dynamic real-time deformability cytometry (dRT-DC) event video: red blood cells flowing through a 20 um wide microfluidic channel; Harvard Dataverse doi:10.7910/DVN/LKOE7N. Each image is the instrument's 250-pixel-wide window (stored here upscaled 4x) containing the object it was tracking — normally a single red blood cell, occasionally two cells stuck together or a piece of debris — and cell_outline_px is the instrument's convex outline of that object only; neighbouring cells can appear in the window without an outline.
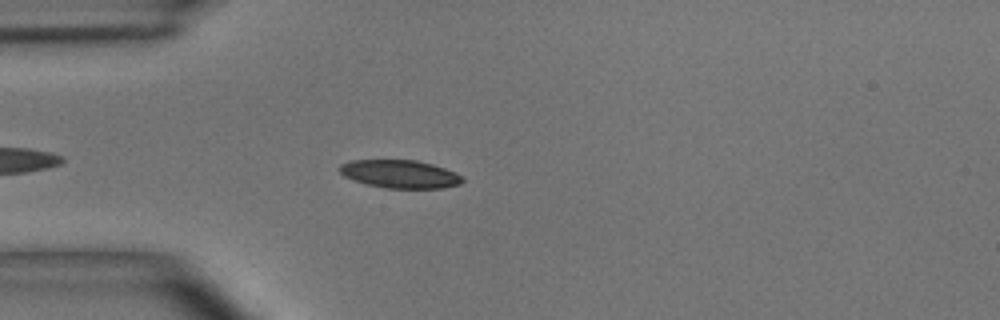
{"species": "common noctule bat (a hibernating species)", "species_latin": "Nyctalus noctula", "temperature_condition": "room temperature", "stored_images_in_passage": 8, "camera_frame_rate_fps": 3000, "um_per_image_px": 0.085, "animal": {"sex": "male", "body_mass_g": 15.6}, "frame": {"image": 1, "passage_image": 6, "time_ms": 1.667, "image_size_px": [1000, 320], "cell_outline_px": [[464, 180], [460, 184], [440, 188], [384, 188], [364, 184], [344, 176], [336, 168], [340, 164], [352, 160], [416, 160], [432, 164], [456, 172]], "centroid_in_image_um": [33.95, 14.79], "position_along_channel_um": 51.1, "area_um2": 20.17}}